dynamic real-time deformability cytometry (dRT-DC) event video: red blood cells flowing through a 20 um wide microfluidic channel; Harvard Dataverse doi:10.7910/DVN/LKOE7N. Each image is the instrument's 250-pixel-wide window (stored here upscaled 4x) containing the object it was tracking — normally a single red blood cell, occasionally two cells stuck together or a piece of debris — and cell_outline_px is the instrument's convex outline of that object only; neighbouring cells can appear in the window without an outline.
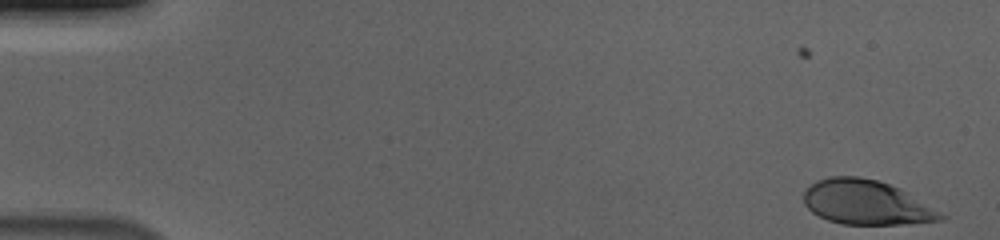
{"species": "human", "species_latin": "Homo sapiens", "temperature_condition": "cold", "stored_images_in_passage": 55, "camera_frame_rate_fps": 3000, "um_per_image_px": 0.085, "donor": {"sex": "male"}, "frame": {"image": 1, "passage_image": 1, "time_ms": 0.0, "image_size_px": [1000, 240], "cell_outline_px": [[948, 216], [944, 220], [904, 224], [840, 224], [828, 220], [812, 212], [804, 204], [804, 192], [816, 180], [828, 176], [860, 176], [876, 180], [900, 188]], "centroid_in_image_um": [73.64, 17.21], "position_along_channel_um": 11.4, "area_um2": 35.49}}
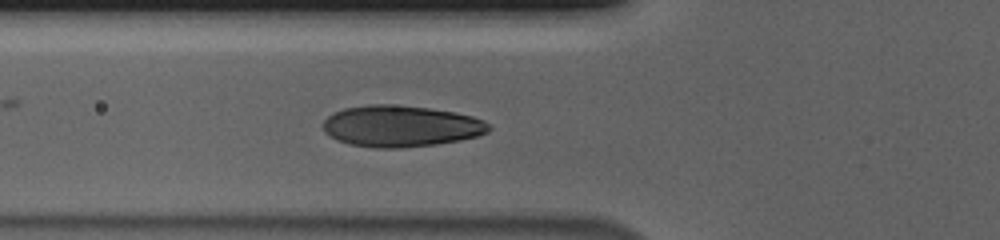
{"frame": {"image": 2, "passage_image": 20, "time_ms": 6.333, "image_size_px": [1000, 240], "cell_outline_px": [[492, 128], [488, 132], [476, 136], [460, 140], [436, 144], [400, 148], [376, 148], [348, 144], [336, 140], [324, 132], [320, 124], [332, 112], [344, 108], [368, 104], [388, 104], [428, 108], [456, 112], [472, 116], [484, 120]], "centroid_in_image_um": [34.03, 10.72], "position_along_channel_um": 91.8, "area_um2": 40.29}}
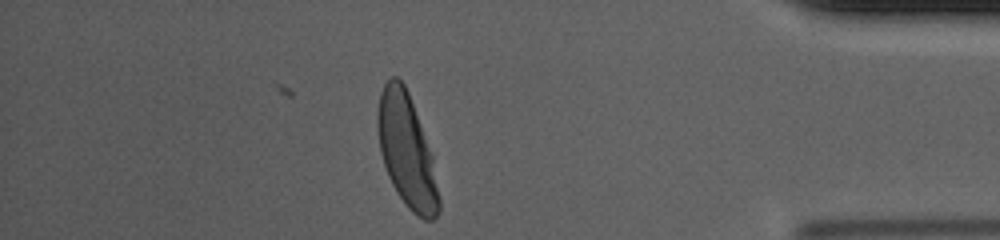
{"frame": {"image": 3, "passage_image": 48, "time_ms": 15.667, "image_size_px": [1000, 240], "cell_outline_px": [[440, 212], [432, 220], [424, 220], [416, 216], [408, 208], [396, 192], [388, 176], [380, 152], [376, 128], [376, 112], [380, 92], [384, 84], [392, 76], [396, 76], [404, 84], [408, 92], [432, 156], [440, 200]], "centroid_in_image_um": [34.54, 12.84], "position_along_channel_um": 400.7, "area_um2": 40.29}, "authors_computed_cell_mechanics": {"area_um2": 39.4196, "velocity_mm_per_s": 3.6727, "shape_relaxation_time_tau1_ms": 2.7723, "shape_relaxation_time_tau2_ms": null, "deformation_change_tau1": 0.1712, "deformation_change_tau2": null}}